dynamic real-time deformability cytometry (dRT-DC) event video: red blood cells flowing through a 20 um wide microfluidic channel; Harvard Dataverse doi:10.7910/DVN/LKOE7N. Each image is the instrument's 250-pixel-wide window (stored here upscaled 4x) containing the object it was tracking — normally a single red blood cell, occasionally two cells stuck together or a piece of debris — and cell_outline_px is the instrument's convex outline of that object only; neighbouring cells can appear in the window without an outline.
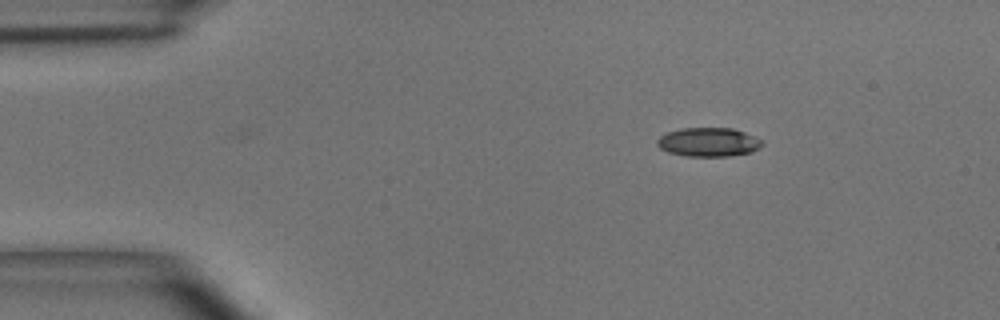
{"species": "common noctule bat (a hibernating species)", "species_latin": "Nyctalus noctula", "temperature_condition": "room temperature", "stored_images_in_passage": 5, "camera_frame_rate_fps": 3000, "um_per_image_px": 0.085, "animal": {"sex": "male", "body_mass_g": 15.6}, "frame": {"image": 1, "passage_image": 3, "time_ms": 0.667, "image_size_px": [1000, 320], "cell_outline_px": [[764, 144], [760, 148], [752, 152], [728, 156], [688, 156], [668, 152], [660, 148], [656, 144], [656, 140], [660, 136], [668, 132], [680, 128], [732, 128], [744, 132], [764, 140]], "centroid_in_image_um": [60.25, 12.08], "position_along_channel_um": 24.8, "area_um2": 17.8}}